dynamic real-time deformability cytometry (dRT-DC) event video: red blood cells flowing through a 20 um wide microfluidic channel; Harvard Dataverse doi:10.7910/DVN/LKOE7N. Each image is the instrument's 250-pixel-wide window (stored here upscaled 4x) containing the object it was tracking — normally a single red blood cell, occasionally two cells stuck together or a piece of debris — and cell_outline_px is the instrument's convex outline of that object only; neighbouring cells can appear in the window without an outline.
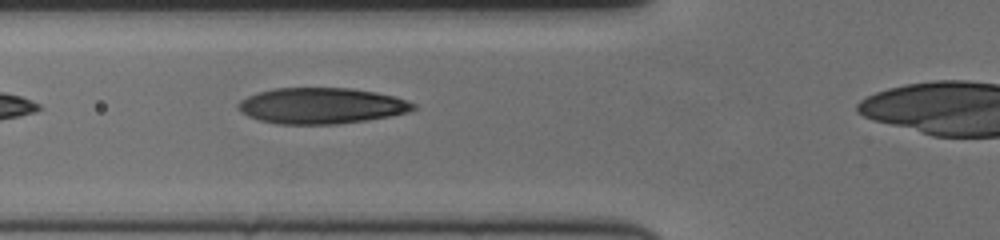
{"species": "human", "species_latin": "Homo sapiens", "temperature_condition": "cold", "stored_images_in_passage": 26, "camera_frame_rate_fps": 3000, "um_per_image_px": 0.085, "donor": {"sex": "female"}, "frame": {"image": 1, "passage_image": 5, "time_ms": 1.333, "image_size_px": [1000, 240], "cell_outline_px": [[416, 108], [408, 112], [392, 116], [368, 120], [336, 124], [276, 124], [260, 120], [248, 116], [240, 112], [236, 104], [240, 100], [256, 92], [272, 88], [352, 88], [376, 92], [396, 96], [416, 104]], "centroid_in_image_um": [27.32, 8.99], "position_along_channel_um": 98.5, "area_um2": 37.05}}
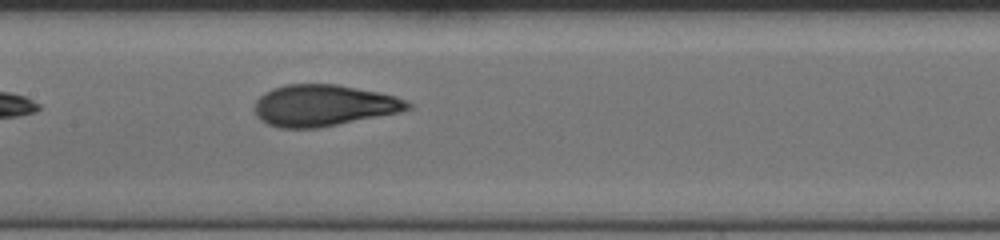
{"frame": {"image": 2, "passage_image": 12, "time_ms": 3.667, "image_size_px": [1000, 240], "cell_outline_px": [[412, 108], [400, 112], [316, 128], [280, 128], [268, 124], [260, 120], [256, 116], [252, 108], [256, 100], [264, 92], [272, 88], [284, 84], [336, 84], [396, 96], [412, 104]], "centroid_in_image_um": [27.44, 8.96], "position_along_channel_um": 180.0, "area_um2": 36.93}}
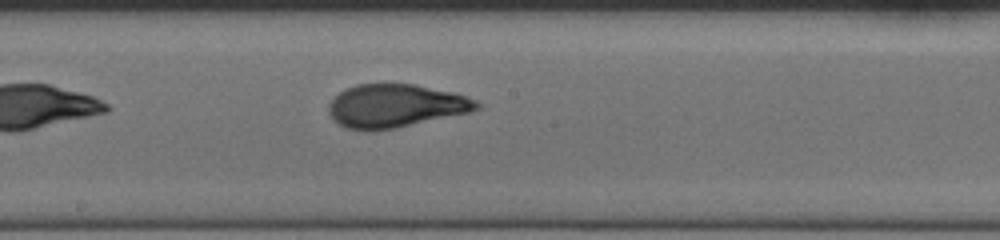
{"frame": {"image": 3, "passage_image": 15, "time_ms": 4.667, "image_size_px": [1000, 240], "cell_outline_px": [[480, 108], [472, 112], [396, 128], [372, 132], [368, 132], [344, 128], [328, 112], [328, 104], [344, 88], [356, 84], [412, 84], [452, 92], [476, 100], [480, 104]], "centroid_in_image_um": [33.6, 9.02], "position_along_channel_um": 214.6, "area_um2": 37.45}}